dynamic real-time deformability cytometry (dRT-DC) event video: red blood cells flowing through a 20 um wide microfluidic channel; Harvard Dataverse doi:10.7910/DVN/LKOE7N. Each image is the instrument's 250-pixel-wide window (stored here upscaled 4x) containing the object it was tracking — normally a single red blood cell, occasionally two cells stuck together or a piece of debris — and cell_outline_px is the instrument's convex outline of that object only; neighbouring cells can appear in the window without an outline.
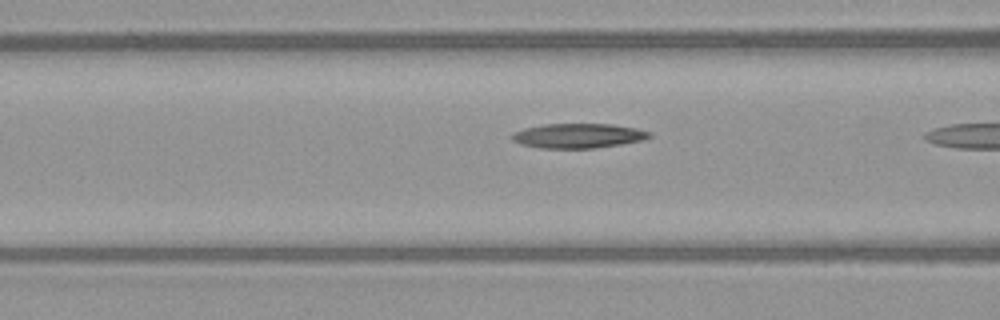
{"species": "common noctule bat (a hibernating species)", "species_latin": "Nyctalus noctula", "temperature_condition": "warm", "stored_images_in_passage": 4, "camera_frame_rate_fps": 3000, "um_per_image_px": 0.085, "animal": {"sex": "female", "body_mass_g": 21.9}, "frame": {"image": 1, "passage_image": 3, "time_ms": 0.667, "image_size_px": [1000, 320], "cell_outline_px": [[652, 136], [644, 140], [620, 144], [592, 148], [540, 148], [520, 144], [512, 140], [512, 132], [524, 128], [544, 124], [612, 124], [636, 128], [652, 132]], "centroid_in_image_um": [49.15, 11.53], "position_along_channel_um": 117.5, "area_um2": 19.77}}